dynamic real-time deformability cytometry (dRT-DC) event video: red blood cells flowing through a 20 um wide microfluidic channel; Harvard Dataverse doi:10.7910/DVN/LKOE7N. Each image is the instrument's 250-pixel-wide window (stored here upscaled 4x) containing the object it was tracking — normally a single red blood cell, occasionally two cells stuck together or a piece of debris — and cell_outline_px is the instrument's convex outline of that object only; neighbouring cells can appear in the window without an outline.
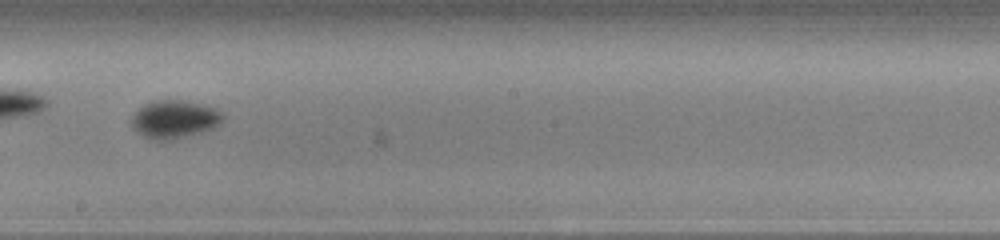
{"species": "common noctule bat (a hibernating species)", "species_latin": "Nyctalus noctula", "temperature_condition": "cold", "stored_images_in_passage": 55, "camera_frame_rate_fps": 3000, "um_per_image_px": 0.085, "animal": {"sex": "male", "body_mass_g": 13.0, "forearm_length_mm": 53.1}, "frame": {"image": 1, "passage_image": 32, "time_ms": 10.333, "image_size_px": [1000, 240], "cell_outline_px": [[224, 120], [220, 124], [212, 128], [200, 132], [172, 140], [152, 140], [144, 136], [132, 124], [132, 116], [144, 104], [152, 100], [184, 100], [204, 104], [216, 108], [224, 116]], "centroid_in_image_um": [14.87, 10.12], "position_along_channel_um": 233.3, "area_um2": 20.11}}
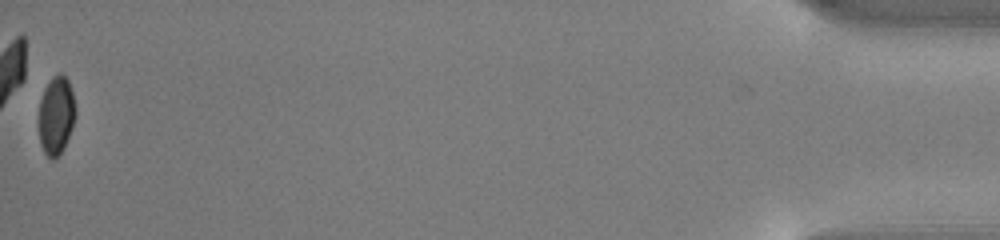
{"frame": {"image": 2, "passage_image": 55, "time_ms": 18.0, "image_size_px": [1000, 240], "cell_outline_px": [[76, 112], [72, 128], [60, 152], [52, 160], [44, 152], [40, 144], [40, 100], [44, 88], [52, 76], [60, 72], [68, 80], [72, 92], [76, 108]], "centroid_in_image_um": [4.78, 9.76], "position_along_channel_um": 430.4, "area_um2": 16.42}, "authors_computed_cell_mechanics": {"area_um2": 17.918, "velocity_mm_per_s": 3.8144, "shape_relaxation_time_tau1_ms": 2.6091, "shape_relaxation_time_tau2_ms": null, "deformation_change_tau1": 0.0694, "deformation_change_tau2": null}}